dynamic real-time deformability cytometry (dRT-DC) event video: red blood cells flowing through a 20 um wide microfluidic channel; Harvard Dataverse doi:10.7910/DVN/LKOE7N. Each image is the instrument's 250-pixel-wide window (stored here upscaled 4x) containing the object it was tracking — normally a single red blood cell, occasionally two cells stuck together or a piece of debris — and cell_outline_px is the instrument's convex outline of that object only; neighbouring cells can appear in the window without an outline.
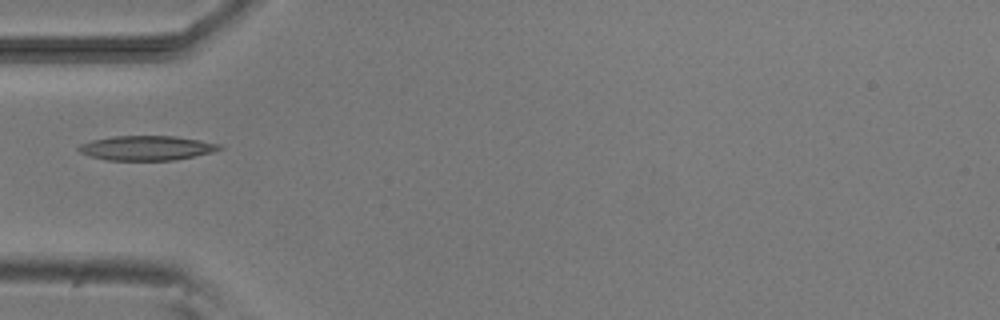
{"species": "common noctule bat (a hibernating species)", "species_latin": "Nyctalus noctula", "temperature_condition": "room temperature", "stored_images_in_passage": 2, "camera_frame_rate_fps": 3000, "um_per_image_px": 0.085, "animal": {"sex": "male", "body_mass_g": 20.5, "forearm_length_mm": 52.5}, "frame": {"image": 1, "passage_image": 2, "time_ms": 1.0, "image_size_px": [1000, 320], "cell_outline_px": [[224, 148], [212, 152], [176, 160], [108, 160], [92, 156], [80, 152], [76, 148], [80, 144], [92, 140], [112, 136], [176, 136], [200, 140], [220, 144]], "centroid_in_image_um": [12.48, 12.57], "position_along_channel_um": 72.5, "area_um2": 20.11}}